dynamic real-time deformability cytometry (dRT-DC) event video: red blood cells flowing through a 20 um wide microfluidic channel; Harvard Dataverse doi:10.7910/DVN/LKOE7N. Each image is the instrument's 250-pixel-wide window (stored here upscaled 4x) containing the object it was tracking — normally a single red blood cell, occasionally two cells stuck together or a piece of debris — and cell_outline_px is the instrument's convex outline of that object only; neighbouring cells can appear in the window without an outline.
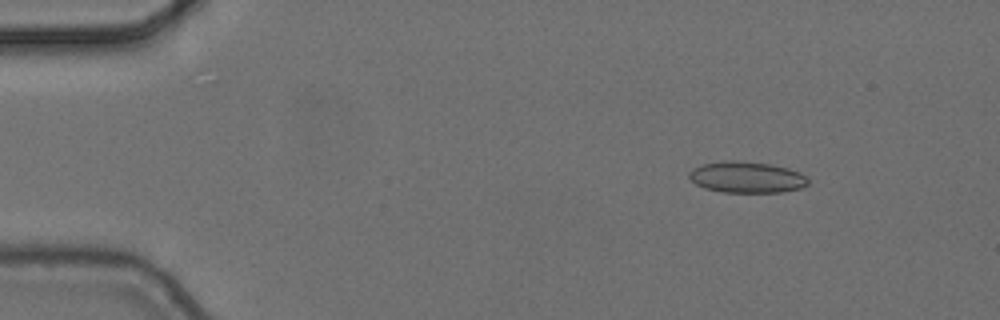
{"species": "common noctule bat (a hibernating species)", "species_latin": "Nyctalus noctula", "temperature_condition": "cold", "stored_images_in_passage": 9, "camera_frame_rate_fps": 3000, "um_per_image_px": 0.085, "animal": {"sex": "female", "body_mass_g": 24.6, "forearm_length_mm": 56.2}, "frame": {"image": 1, "passage_image": 2, "time_ms": 0.333, "image_size_px": [1000, 320], "cell_outline_px": [[808, 184], [800, 188], [780, 192], [720, 192], [704, 188], [696, 184], [688, 176], [688, 172], [692, 168], [700, 164], [724, 160], [736, 160], [768, 164], [788, 168], [800, 172], [808, 180]], "centroid_in_image_um": [63.41, 15.05], "position_along_channel_um": 21.6, "area_um2": 21.73}}
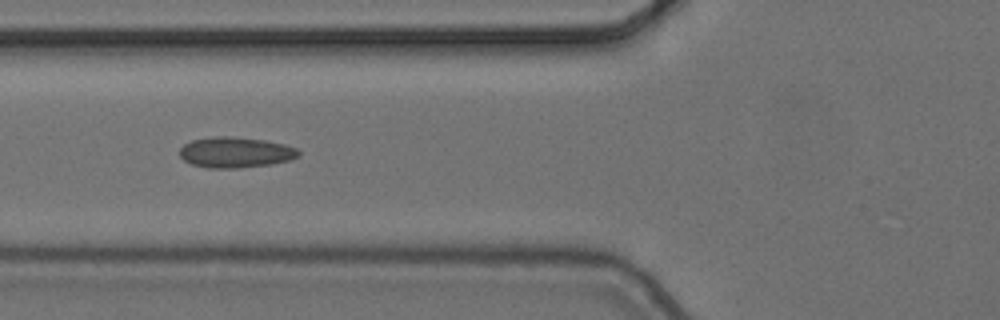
{"frame": {"image": 2, "passage_image": 6, "time_ms": 1.667, "image_size_px": [1000, 320], "cell_outline_px": [[300, 156], [288, 160], [272, 164], [240, 168], [208, 168], [192, 164], [184, 160], [180, 156], [180, 148], [184, 144], [192, 140], [216, 136], [232, 136], [264, 140], [284, 144], [296, 148], [300, 152]], "centroid_in_image_um": [20.02, 12.95], "position_along_channel_um": 105.8, "area_um2": 21.27}}
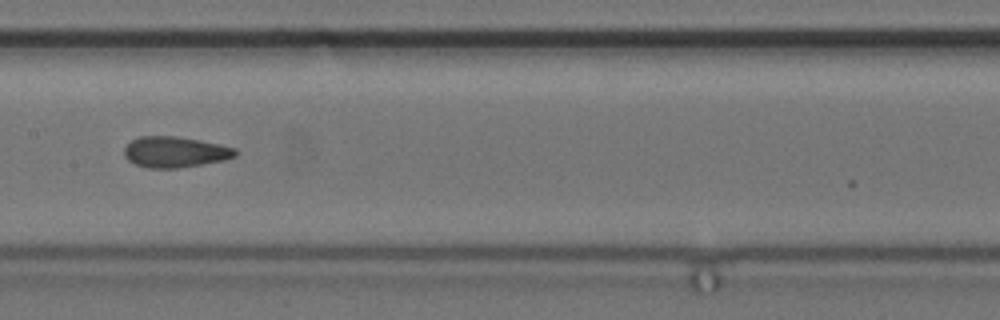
{"frame": {"image": 3, "passage_image": 8, "time_ms": 2.333, "image_size_px": [1000, 320], "cell_outline_px": [[240, 152], [236, 156], [224, 160], [180, 168], [148, 168], [136, 164], [128, 160], [124, 156], [124, 148], [132, 140], [140, 136], [176, 136], [200, 140], [220, 144], [236, 148]], "centroid_in_image_um": [14.91, 12.92], "position_along_channel_um": 192.5, "area_um2": 20.11}}